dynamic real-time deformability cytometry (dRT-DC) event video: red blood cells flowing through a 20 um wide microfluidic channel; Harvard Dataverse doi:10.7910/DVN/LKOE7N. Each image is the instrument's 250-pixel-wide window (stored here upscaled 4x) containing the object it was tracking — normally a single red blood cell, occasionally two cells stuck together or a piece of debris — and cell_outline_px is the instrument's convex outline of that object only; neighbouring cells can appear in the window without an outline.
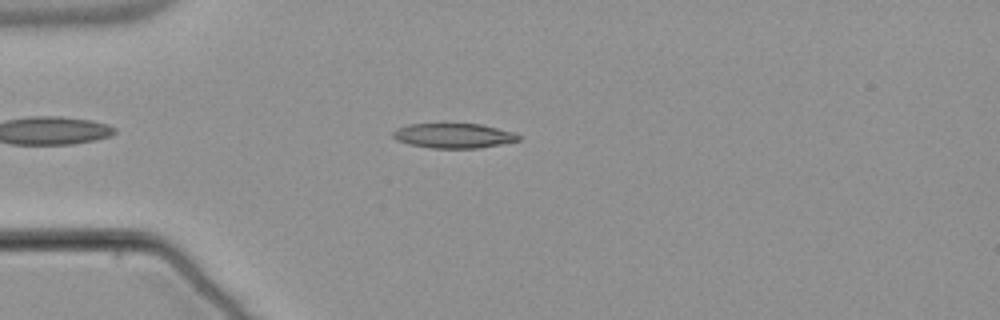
{"species": "common noctule bat (a hibernating species)", "species_latin": "Nyctalus noctula", "temperature_condition": "warm", "stored_images_in_passage": 47, "camera_frame_rate_fps": 3000, "um_per_image_px": 0.085, "animal": {"sex": "male", "body_mass_g": 21.5, "forearm_length_mm": 52.0}, "frame": {"image": 1, "passage_image": 8, "time_ms": 2.333, "image_size_px": [1000, 320], "cell_outline_px": [[520, 140], [500, 144], [476, 148], [432, 148], [412, 144], [396, 140], [392, 136], [392, 132], [396, 128], [408, 124], [480, 124], [516, 132], [520, 136]], "centroid_in_image_um": [38.56, 11.52], "position_along_channel_um": 46.4, "area_um2": 18.03}}
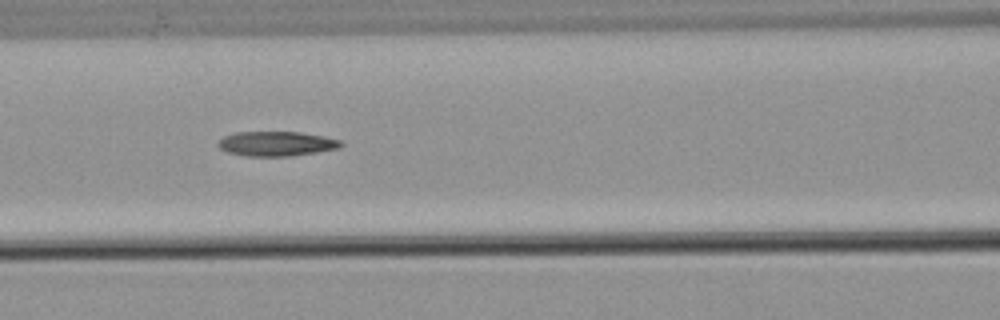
{"frame": {"image": 2, "passage_image": 17, "time_ms": 5.333, "image_size_px": [1000, 320], "cell_outline_px": [[344, 144], [340, 148], [292, 156], [244, 156], [228, 152], [220, 148], [216, 144], [224, 136], [236, 132], [300, 132], [324, 136], [340, 140]], "centroid_in_image_um": [23.51, 12.21], "position_along_channel_um": 143.1, "area_um2": 17.69}}
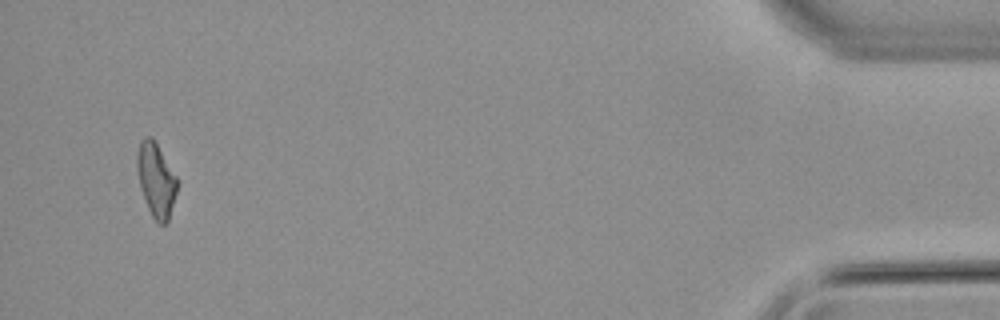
{"frame": {"image": 3, "passage_image": 45, "time_ms": 14.667, "image_size_px": [1000, 320], "cell_outline_px": [[176, 192], [168, 220], [164, 224], [160, 224], [152, 216], [148, 208], [140, 184], [136, 164], [136, 152], [140, 140], [144, 136], [152, 136], [176, 176]], "centroid_in_image_um": [13.24, 15.23], "position_along_channel_um": 422.0, "area_um2": 16.88}}